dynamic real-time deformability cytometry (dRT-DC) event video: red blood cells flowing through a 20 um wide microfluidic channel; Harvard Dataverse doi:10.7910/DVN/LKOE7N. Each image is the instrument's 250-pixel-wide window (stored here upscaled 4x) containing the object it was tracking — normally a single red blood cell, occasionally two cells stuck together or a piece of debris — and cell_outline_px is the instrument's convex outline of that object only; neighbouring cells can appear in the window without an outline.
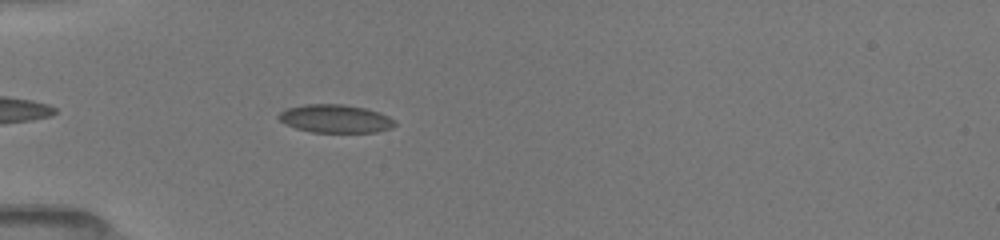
{"species": "common noctule bat (a hibernating species)", "species_latin": "Nyctalus noctula", "temperature_condition": "room temperature", "stored_images_in_passage": 19, "camera_frame_rate_fps": 3000, "um_per_image_px": 0.085, "animal": {"sex": "female", "body_mass_g": 19.5, "forearm_length_mm": 54.1}, "frame": {"image": 1, "passage_image": 11, "time_ms": 5.333, "image_size_px": [1000, 240], "cell_outline_px": [[396, 124], [392, 128], [376, 132], [312, 132], [296, 128], [284, 124], [276, 116], [280, 112], [288, 108], [304, 104], [344, 104], [364, 108], [380, 112], [396, 120]], "centroid_in_image_um": [28.51, 10.09], "position_along_channel_um": 56.5, "area_um2": 19.19}}
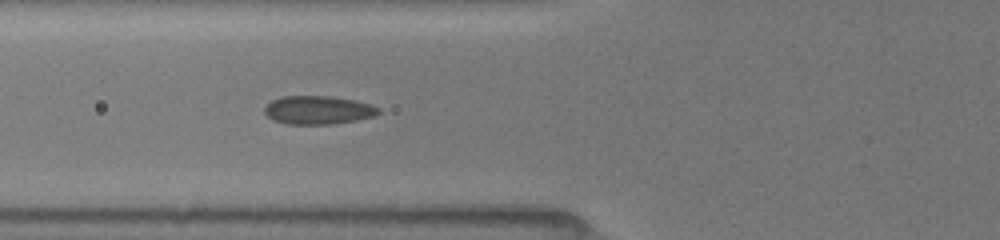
{"frame": {"image": 2, "passage_image": 17, "time_ms": 6.667, "image_size_px": [1000, 240], "cell_outline_px": [[380, 112], [372, 116], [356, 120], [332, 124], [288, 124], [272, 120], [264, 112], [264, 108], [272, 100], [280, 96], [332, 96], [352, 100], [368, 104], [380, 108]], "centroid_in_image_um": [26.99, 9.35], "position_along_channel_um": 98.8, "area_um2": 18.73}}
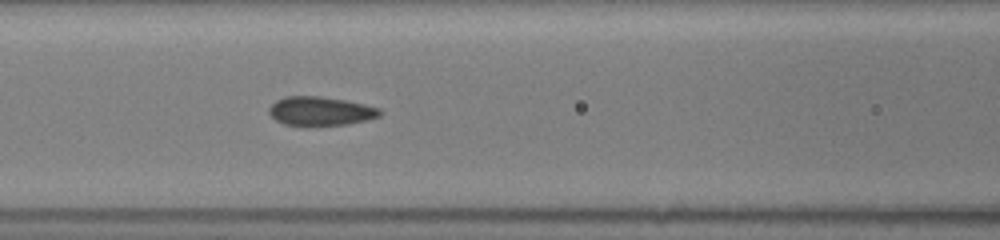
{"frame": {"image": 3, "passage_image": 19, "time_ms": 7.667, "image_size_px": [1000, 240], "cell_outline_px": [[384, 112], [380, 116], [348, 124], [284, 124], [276, 120], [268, 112], [268, 108], [276, 100], [284, 96], [320, 96], [344, 100], [364, 104], [380, 108]], "centroid_in_image_um": [27.25, 9.41], "position_along_channel_um": 139.4, "area_um2": 18.32}}